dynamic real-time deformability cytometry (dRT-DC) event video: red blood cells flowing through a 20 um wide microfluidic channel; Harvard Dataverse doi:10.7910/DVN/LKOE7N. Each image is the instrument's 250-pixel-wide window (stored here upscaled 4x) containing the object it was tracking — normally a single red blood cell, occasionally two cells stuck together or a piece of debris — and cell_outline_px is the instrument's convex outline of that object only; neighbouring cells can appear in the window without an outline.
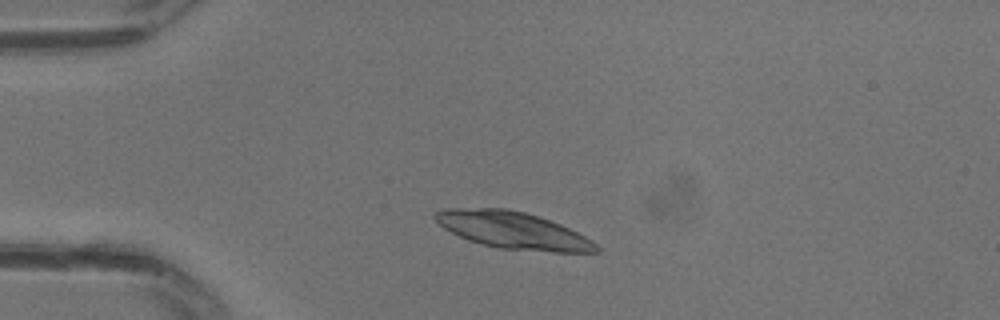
{"species": "common noctule bat (a hibernating species)", "species_latin": "Nyctalus noctula", "temperature_condition": "warm", "stored_images_in_passage": 3, "camera_frame_rate_fps": 3000, "um_per_image_px": 0.085, "animal": {"sex": "male", "body_mass_g": 13.3}, "frame": {"image": 1, "passage_image": 1, "time_ms": 0.0, "image_size_px": [1000, 320], "cell_outline_px": [[600, 252], [552, 252], [500, 248], [480, 244], [468, 240], [444, 228], [432, 216], [436, 212], [448, 208], [504, 208], [524, 212], [560, 224], [592, 240], [600, 248]], "centroid_in_image_um": [43.6, 19.58], "position_along_channel_um": 41.4, "area_um2": 34.33}}